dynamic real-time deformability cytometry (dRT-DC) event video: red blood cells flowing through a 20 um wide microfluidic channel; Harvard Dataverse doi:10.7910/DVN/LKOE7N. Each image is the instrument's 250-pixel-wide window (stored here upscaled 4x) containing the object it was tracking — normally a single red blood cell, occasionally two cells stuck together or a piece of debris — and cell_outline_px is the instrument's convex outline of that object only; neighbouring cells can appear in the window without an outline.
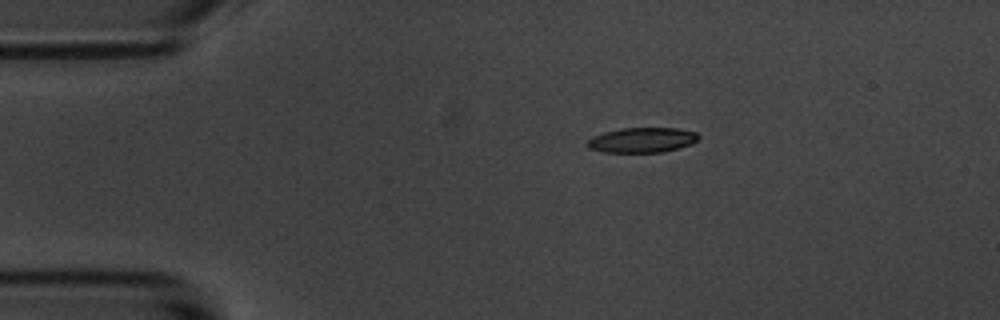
{"species": "common noctule bat (a hibernating species)", "species_latin": "Nyctalus noctula", "temperature_condition": "room temperature", "stored_images_in_passage": 9, "camera_frame_rate_fps": 3000, "um_per_image_px": 0.085, "animal": {"sex": "male", "body_mass_g": 20.1, "forearm_length_mm": 53.5}, "frame": {"image": 1, "passage_image": 1, "time_ms": 0.0, "image_size_px": [1000, 320], "cell_outline_px": [[700, 136], [692, 144], [664, 152], [604, 152], [588, 148], [584, 144], [592, 136], [604, 132], [620, 128], [676, 128], [696, 132]], "centroid_in_image_um": [54.55, 11.9], "position_along_channel_um": 30.5, "area_um2": 16.3}}
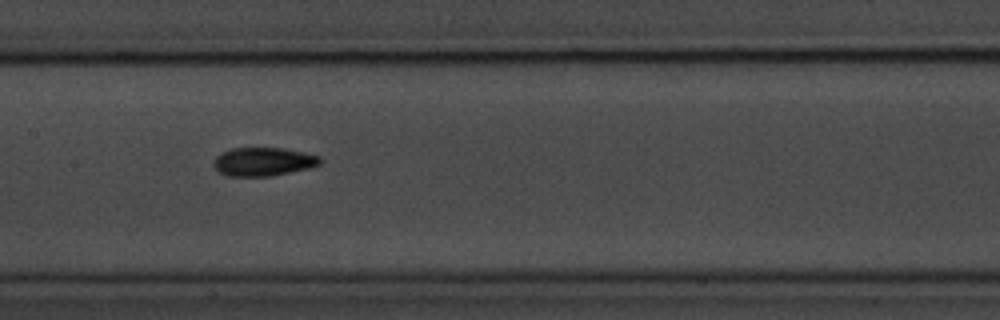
{"frame": {"image": 2, "passage_image": 6, "time_ms": 5.667, "image_size_px": [1000, 320], "cell_outline_px": [[320, 164], [308, 168], [272, 176], [228, 176], [220, 172], [212, 164], [216, 156], [220, 152], [232, 148], [284, 148], [304, 152], [320, 156]], "centroid_in_image_um": [22.36, 13.73], "position_along_channel_um": 185.0, "area_um2": 17.69}}
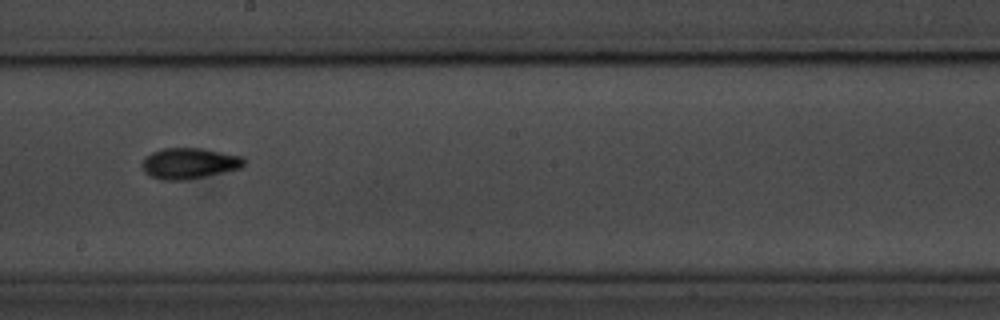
{"frame": {"image": 3, "passage_image": 7, "time_ms": 7.0, "image_size_px": [1000, 320], "cell_outline_px": [[244, 168], [188, 180], [160, 180], [144, 172], [140, 164], [144, 156], [152, 152], [164, 148], [204, 148], [244, 156]], "centroid_in_image_um": [16.1, 13.88], "position_along_channel_um": 232.1, "area_um2": 18.79}}